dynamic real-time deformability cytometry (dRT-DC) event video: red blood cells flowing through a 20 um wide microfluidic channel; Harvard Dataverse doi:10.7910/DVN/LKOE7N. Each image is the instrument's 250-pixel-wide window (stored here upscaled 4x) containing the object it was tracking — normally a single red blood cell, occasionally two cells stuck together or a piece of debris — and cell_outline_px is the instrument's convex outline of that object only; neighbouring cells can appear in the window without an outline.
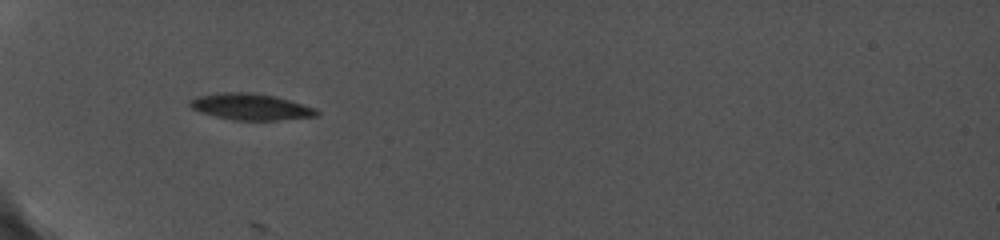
{"species": "common noctule bat (a hibernating species)", "species_latin": "Nyctalus noctula", "temperature_condition": "cold", "stored_images_in_passage": 4, "camera_frame_rate_fps": 5000, "um_per_image_px": 0.085, "animal": {"sex": "female", "body_mass_g": 19.0, "forearm_length_mm": 56.7}, "frame": {"image": 1, "passage_image": 1, "time_ms": 0.0, "image_size_px": [1000, 240], "cell_outline_px": [[320, 112], [316, 116], [276, 120], [236, 120], [216, 116], [200, 112], [192, 108], [188, 104], [192, 100], [200, 96], [224, 92], [252, 92], [272, 96], [288, 100], [316, 108]], "centroid_in_image_um": [21.33, 9.08], "position_along_channel_um": 63.7, "area_um2": 19.07}}